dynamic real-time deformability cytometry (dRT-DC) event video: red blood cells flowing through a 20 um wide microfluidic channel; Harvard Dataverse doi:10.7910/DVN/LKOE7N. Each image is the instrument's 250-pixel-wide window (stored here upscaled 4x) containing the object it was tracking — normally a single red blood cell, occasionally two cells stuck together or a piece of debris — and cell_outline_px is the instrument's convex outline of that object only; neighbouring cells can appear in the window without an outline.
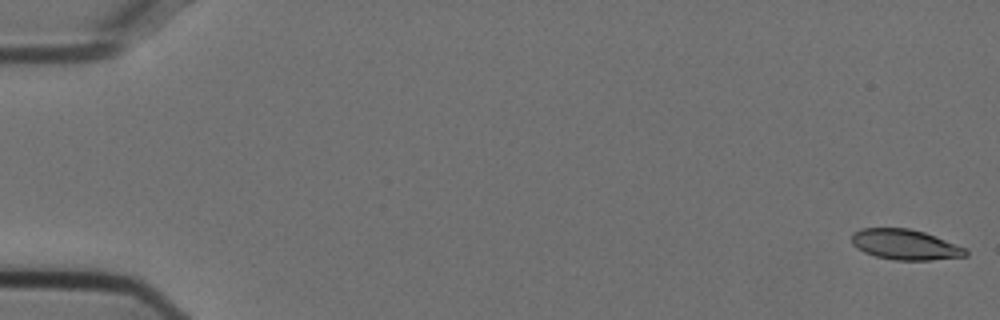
{"species": "Egyptian fruit bat (a non-hibernating species)", "species_latin": "Rousettus aegyptiacus", "temperature_condition": "cold", "stored_images_in_passage": 54, "camera_frame_rate_fps": 3000, "um_per_image_px": 0.085, "animal": {"sex": "female"}, "frame": {"image": 1, "passage_image": 1, "time_ms": 0.0, "image_size_px": [1000, 320], "cell_outline_px": [[968, 256], [928, 260], [896, 260], [876, 256], [864, 252], [856, 248], [852, 244], [852, 232], [860, 228], [908, 228], [924, 232], [936, 236], [968, 248]], "centroid_in_image_um": [76.95, 20.78], "position_along_channel_um": 8.0, "area_um2": 20.35}}
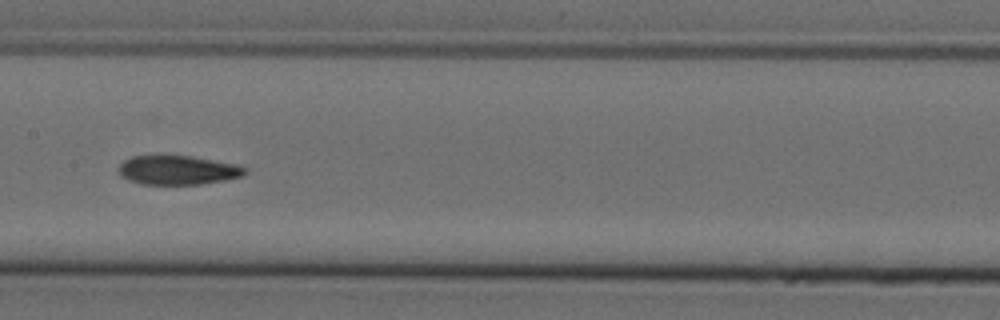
{"frame": {"image": 2, "passage_image": 28, "time_ms": 9.0, "image_size_px": [1000, 320], "cell_outline_px": [[248, 172], [244, 176], [224, 180], [200, 184], [140, 184], [128, 180], [120, 176], [120, 164], [124, 160], [132, 156], [160, 152], [192, 156], [240, 164], [248, 168]], "centroid_in_image_um": [15.13, 14.41], "position_along_channel_um": 192.3, "area_um2": 22.48}}
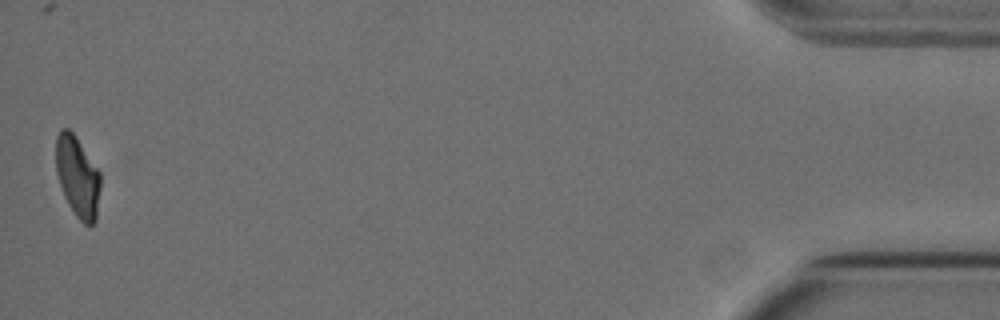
{"frame": {"image": 3, "passage_image": 54, "time_ms": 17.667, "image_size_px": [1000, 320], "cell_outline_px": [[100, 188], [96, 220], [92, 224], [84, 224], [76, 216], [68, 204], [64, 196], [56, 172], [56, 136], [60, 128], [68, 128], [76, 136], [100, 172]], "centroid_in_image_um": [6.59, 15.0], "position_along_channel_um": 428.6, "area_um2": 20.98}, "authors_computed_cell_mechanics": {"area_um2": 22.0218, "velocity_mm_per_s": 3.7373, "shape_relaxation_time_tau1_ms": 6.5248, "shape_relaxation_time_tau2_ms": 3.6545, "deformation_change_tau1": 0.1761, "deformation_change_tau2": 0.0937}}